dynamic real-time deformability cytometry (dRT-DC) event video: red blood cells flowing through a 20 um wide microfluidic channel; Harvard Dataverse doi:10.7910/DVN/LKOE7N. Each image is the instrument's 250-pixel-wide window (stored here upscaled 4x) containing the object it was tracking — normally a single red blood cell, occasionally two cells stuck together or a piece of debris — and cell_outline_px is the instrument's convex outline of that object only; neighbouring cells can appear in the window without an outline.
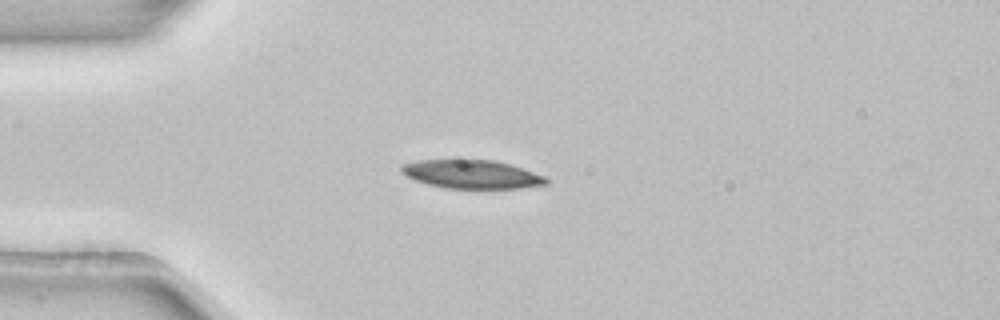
{"species": "common noctule bat (a hibernating species)", "species_latin": "Nyctalus noctula", "temperature_condition": "room temperature", "stored_images_in_passage": 3, "camera_frame_rate_fps": 3000, "um_per_image_px": 0.085, "animal": {"sex": "female", "body_mass_g": 22.7, "forearm_length_mm": 54.2}, "frame": {"image": 1, "passage_image": 1, "time_ms": 0.0, "image_size_px": [1000, 320], "cell_outline_px": [[548, 184], [520, 188], [448, 188], [428, 184], [416, 180], [400, 172], [400, 168], [404, 164], [420, 160], [464, 156], [468, 156], [496, 160], [544, 176], [548, 180]], "centroid_in_image_um": [40.05, 14.75], "position_along_channel_um": 44.9, "area_um2": 24.8}}
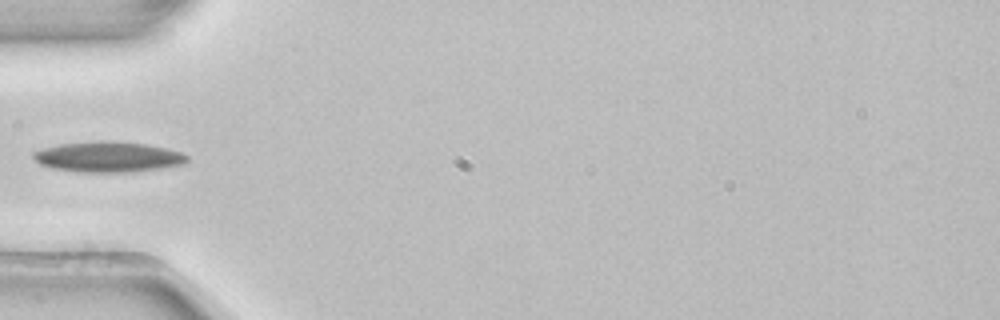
{"frame": {"image": 2, "passage_image": 2, "time_ms": 0.333, "image_size_px": [1000, 320], "cell_outline_px": [[188, 160], [184, 164], [164, 168], [132, 172], [80, 172], [52, 168], [40, 164], [32, 156], [32, 152], [44, 148], [60, 144], [100, 140], [104, 140], [144, 144], [168, 148], [180, 152], [188, 156]], "centroid_in_image_um": [9.21, 13.34], "position_along_channel_um": 75.8, "area_um2": 27.4}}